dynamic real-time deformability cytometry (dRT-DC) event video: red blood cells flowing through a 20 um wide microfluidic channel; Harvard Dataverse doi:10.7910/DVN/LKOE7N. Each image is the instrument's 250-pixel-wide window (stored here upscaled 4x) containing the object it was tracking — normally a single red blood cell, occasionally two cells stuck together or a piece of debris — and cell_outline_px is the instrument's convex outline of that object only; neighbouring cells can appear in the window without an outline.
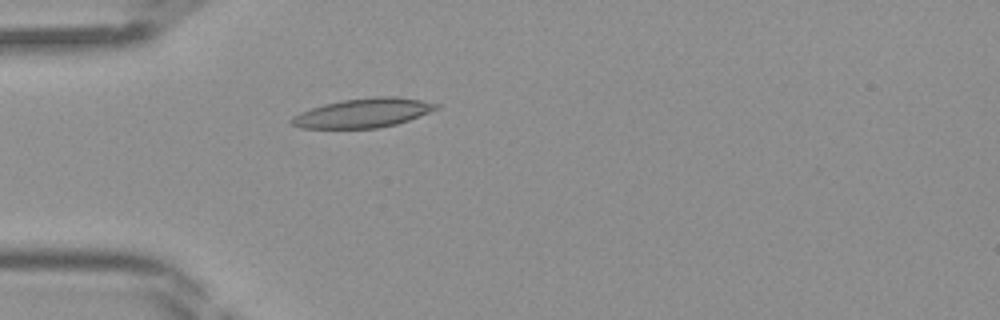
{"species": "Egyptian fruit bat (a non-hibernating species)", "species_latin": "Rousettus aegyptiacus", "temperature_condition": "room temperature", "stored_images_in_passage": 28, "camera_frame_rate_fps": 3000, "um_per_image_px": 0.085, "frame": {"image": 1, "passage_image": 1, "time_ms": 0.0, "image_size_px": [1000, 320], "cell_outline_px": [[440, 108], [408, 120], [396, 124], [376, 128], [300, 128], [292, 124], [288, 120], [292, 116], [300, 112], [324, 104], [344, 100], [376, 96], [396, 96], [420, 100], [440, 104]], "centroid_in_image_um": [30.86, 9.6], "position_along_channel_um": 54.1, "area_um2": 24.51}}
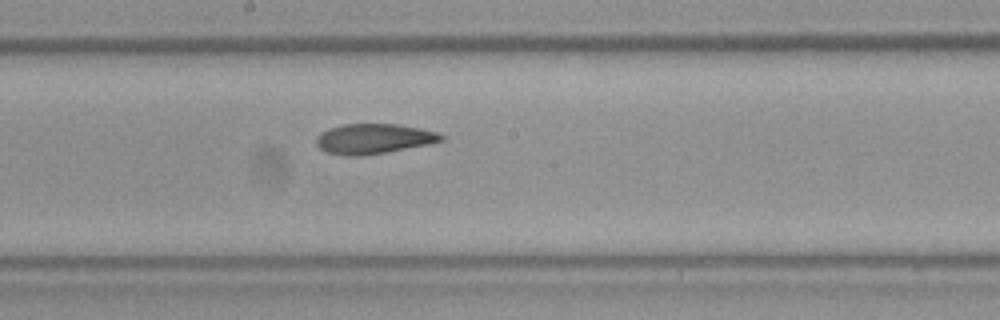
{"frame": {"image": 2, "passage_image": 12, "time_ms": 3.667, "image_size_px": [1000, 320], "cell_outline_px": [[444, 140], [428, 144], [388, 152], [364, 156], [344, 156], [324, 152], [316, 144], [316, 136], [320, 132], [328, 128], [344, 124], [400, 124], [420, 128], [436, 132], [444, 136]], "centroid_in_image_um": [31.72, 11.8], "position_along_channel_um": 216.5, "area_um2": 22.14}}
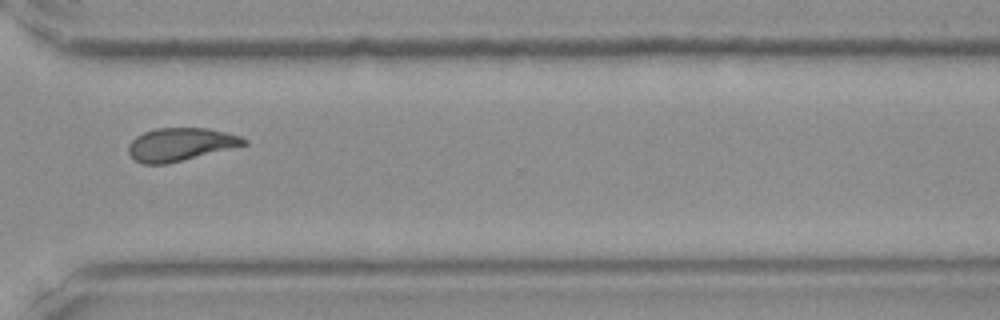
{"frame": {"image": 3, "passage_image": 21, "time_ms": 6.667, "image_size_px": [1000, 320], "cell_outline_px": [[248, 144], [164, 164], [140, 164], [128, 152], [128, 144], [136, 136], [144, 132], [156, 128], [208, 128], [240, 136], [248, 140]], "centroid_in_image_um": [15.31, 12.26], "position_along_channel_um": 355.3, "area_um2": 21.91}}